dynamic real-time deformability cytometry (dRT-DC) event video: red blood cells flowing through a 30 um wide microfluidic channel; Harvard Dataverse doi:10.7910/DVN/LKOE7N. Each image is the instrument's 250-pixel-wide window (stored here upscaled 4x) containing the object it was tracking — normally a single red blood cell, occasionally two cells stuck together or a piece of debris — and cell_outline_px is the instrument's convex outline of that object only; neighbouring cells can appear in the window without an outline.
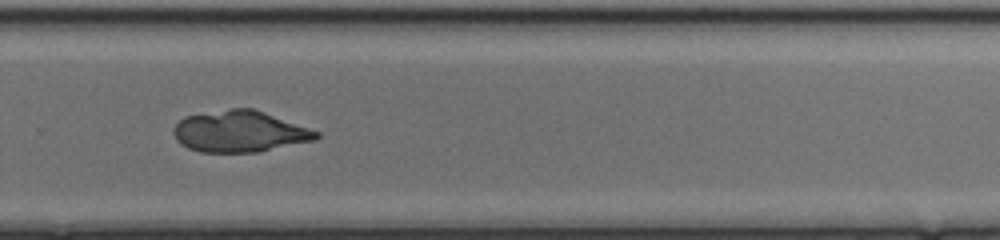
{"species": "common noctule bat (a hibernating species)", "species_latin": "Nyctalus noctula", "temperature_condition": "cold", "stored_images_in_passage": 36, "camera_frame_rate_fps": 3000, "um_per_image_px": 0.085, "animal": {"sex": "female", "body_mass_g": 17.0, "forearm_length_mm": 48.0}, "frame": {"image": 1, "passage_image": 22, "time_ms": 7.0, "image_size_px": [1000, 240], "cell_outline_px": [[320, 136], [316, 140], [260, 152], [200, 152], [188, 148], [180, 144], [176, 140], [176, 124], [184, 116], [232, 108], [252, 108], [264, 112], [320, 132]], "centroid_in_image_um": [20.41, 11.19], "position_along_channel_um": 309.4, "area_um2": 34.22}}
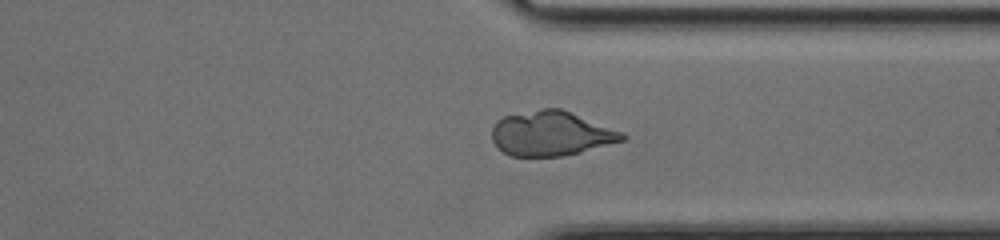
{"frame": {"image": 2, "passage_image": 26, "time_ms": 8.333, "image_size_px": [1000, 240], "cell_outline_px": [[628, 136], [624, 140], [580, 152], [564, 156], [512, 156], [504, 152], [492, 140], [492, 128], [496, 120], [504, 116], [540, 108], [560, 108], [624, 132]], "centroid_in_image_um": [46.85, 11.34], "position_along_channel_um": 364.6, "area_um2": 33.87}}